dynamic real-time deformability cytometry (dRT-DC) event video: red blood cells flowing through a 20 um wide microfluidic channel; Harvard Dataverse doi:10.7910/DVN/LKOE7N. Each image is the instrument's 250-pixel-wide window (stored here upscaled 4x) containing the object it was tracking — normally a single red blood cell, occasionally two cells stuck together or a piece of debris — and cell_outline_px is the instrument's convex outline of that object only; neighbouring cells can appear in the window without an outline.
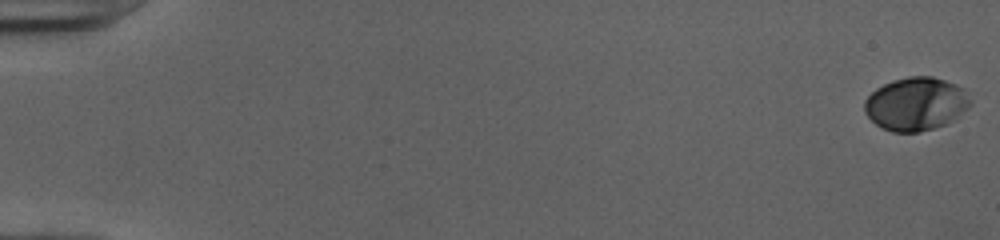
{"species": "human", "species_latin": "Homo sapiens", "temperature_condition": "cold", "stored_images_in_passage": 53, "camera_frame_rate_fps": 3000, "um_per_image_px": 0.085, "donor": {"sex": "female"}, "frame": {"image": 1, "passage_image": 1, "time_ms": 0.0, "image_size_px": [1000, 240], "cell_outline_px": [[972, 104], [956, 120], [920, 132], [892, 132], [880, 128], [864, 112], [864, 100], [876, 88], [892, 80], [908, 76], [932, 76], [956, 84], [964, 88], [972, 100]], "centroid_in_image_um": [77.87, 8.83], "position_along_channel_um": 7.1, "area_um2": 33.23}}
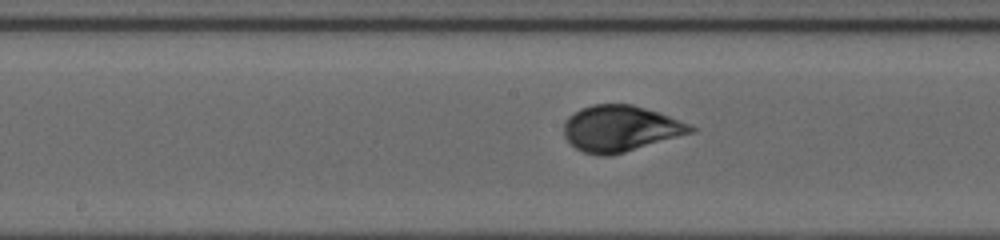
{"frame": {"image": 2, "passage_image": 29, "time_ms": 9.333, "image_size_px": [1000, 240], "cell_outline_px": [[696, 132], [612, 156], [600, 156], [584, 152], [576, 148], [564, 136], [564, 120], [568, 116], [580, 108], [592, 104], [632, 104], [660, 112], [692, 124], [696, 128]], "centroid_in_image_um": [52.77, 10.92], "position_along_channel_um": 195.4, "area_um2": 34.56}}
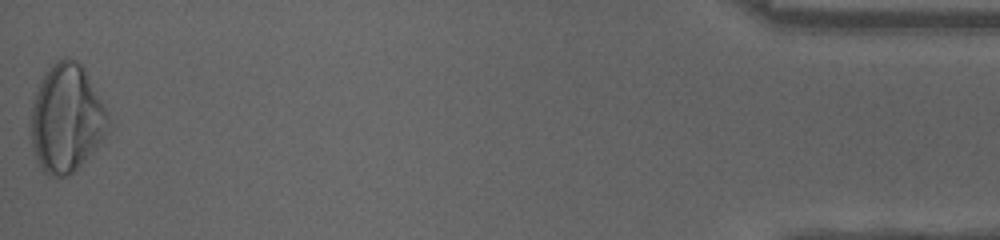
{"frame": {"image": 3, "passage_image": 53, "time_ms": 17.333, "image_size_px": [1000, 240], "cell_outline_px": [[108, 116], [96, 148], [72, 172], [64, 176], [48, 176], [40, 168], [32, 148], [32, 100], [40, 80], [44, 72], [56, 60], [64, 56], [68, 56], [76, 60], [84, 68], [108, 112]], "centroid_in_image_um": [5.6, 10.01], "position_along_channel_um": 429.6, "area_um2": 47.92}, "authors_computed_cell_mechanics": {"area_um2": 33.6396, "velocity_mm_per_s": 3.986, "shape_relaxation_time_tau1_ms": 4.2626, "shape_relaxation_time_tau2_ms": null, "deformation_change_tau1": 0.1702, "deformation_change_tau2": null}}